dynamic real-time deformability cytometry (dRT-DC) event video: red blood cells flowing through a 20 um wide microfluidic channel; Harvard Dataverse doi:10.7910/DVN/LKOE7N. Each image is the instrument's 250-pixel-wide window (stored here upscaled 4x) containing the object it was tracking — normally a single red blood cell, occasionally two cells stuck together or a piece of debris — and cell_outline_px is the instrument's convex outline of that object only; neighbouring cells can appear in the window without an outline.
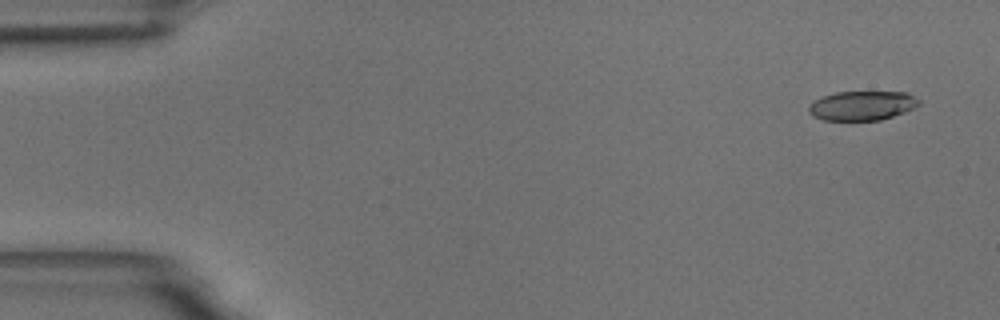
{"species": "common noctule bat (a hibernating species)", "species_latin": "Nyctalus noctula", "temperature_condition": "room temperature", "stored_images_in_passage": 53, "camera_frame_rate_fps": 3000, "um_per_image_px": 0.085, "animal": {"sex": "male", "body_mass_g": 18.8}, "frame": {"image": 1, "passage_image": 1, "time_ms": 0.0, "image_size_px": [1000, 320], "cell_outline_px": [[920, 104], [904, 112], [880, 120], [824, 120], [812, 116], [808, 112], [808, 108], [816, 100], [824, 96], [836, 92], [908, 92], [920, 100]], "centroid_in_image_um": [73.29, 8.98], "position_along_channel_um": 11.7, "area_um2": 18.67}}
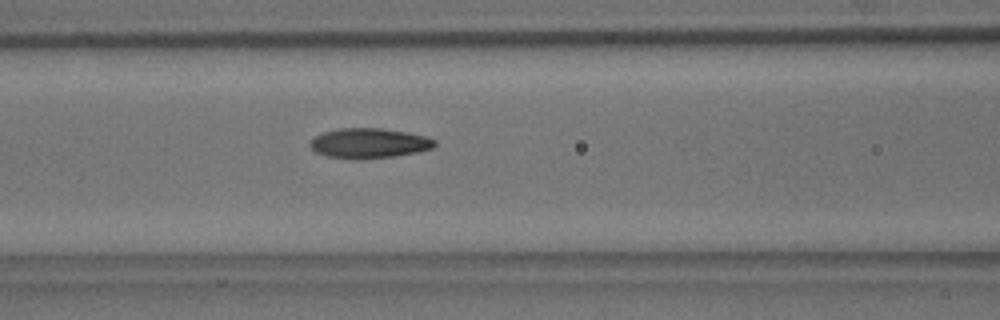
{"frame": {"image": 2, "passage_image": 21, "time_ms": 6.667, "image_size_px": [1000, 320], "cell_outline_px": [[436, 144], [432, 148], [416, 152], [396, 156], [364, 160], [356, 160], [324, 156], [316, 152], [308, 144], [316, 136], [324, 132], [340, 128], [380, 128], [404, 132], [424, 136], [436, 140]], "centroid_in_image_um": [31.34, 12.19], "position_along_channel_um": 135.3, "area_um2": 21.85}}
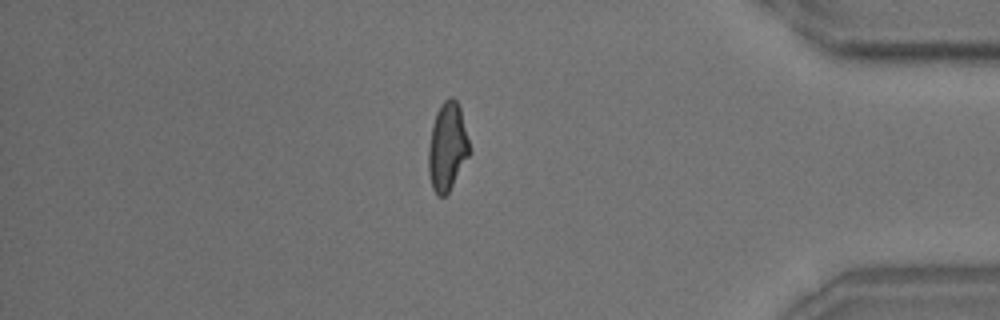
{"frame": {"image": 3, "passage_image": 45, "time_ms": 14.667, "image_size_px": [1000, 320], "cell_outline_px": [[472, 152], [448, 192], [444, 196], [436, 196], [432, 188], [428, 172], [428, 144], [432, 124], [436, 112], [440, 104], [448, 96], [452, 96], [456, 100], [460, 108], [472, 148]], "centroid_in_image_um": [38.03, 12.46], "position_along_channel_um": 397.2, "area_um2": 21.62}, "authors_computed_cell_mechanics": {"area_um2": 20.8658, "velocity_mm_per_s": 3.6737, "shape_relaxation_time_tau1_ms": 4.8234, "shape_relaxation_time_tau2_ms": 2.1617, "deformation_change_tau1": 0.1739, "deformation_change_tau2": 0.093}}